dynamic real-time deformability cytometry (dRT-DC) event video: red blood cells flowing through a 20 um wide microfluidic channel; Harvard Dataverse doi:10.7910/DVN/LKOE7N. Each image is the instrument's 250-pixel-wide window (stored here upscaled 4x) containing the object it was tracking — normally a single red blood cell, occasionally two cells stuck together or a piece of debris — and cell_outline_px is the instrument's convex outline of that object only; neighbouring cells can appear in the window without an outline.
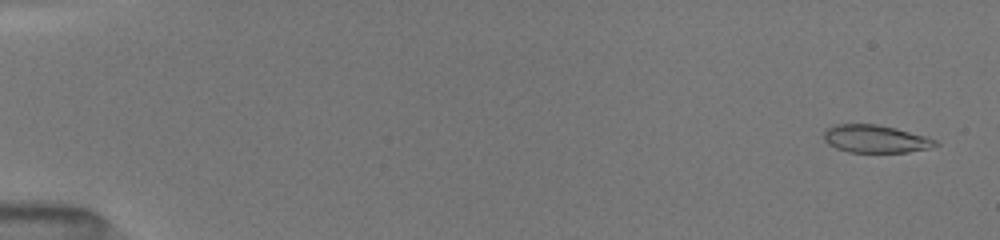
{"species": "common noctule bat (a hibernating species)", "species_latin": "Nyctalus noctula", "temperature_condition": "room temperature", "stored_images_in_passage": 59, "camera_frame_rate_fps": 3000, "um_per_image_px": 0.085, "animal": {"sex": "female", "body_mass_g": 19.5, "forearm_length_mm": 54.1}, "frame": {"image": 1, "passage_image": 2, "time_ms": 0.333, "image_size_px": [1000, 240], "cell_outline_px": [[940, 144], [928, 148], [908, 152], [848, 152], [836, 148], [828, 144], [824, 140], [824, 132], [832, 124], [876, 124], [896, 128], [924, 136], [936, 140]], "centroid_in_image_um": [74.38, 11.8], "position_along_channel_um": 10.6, "area_um2": 17.98}}
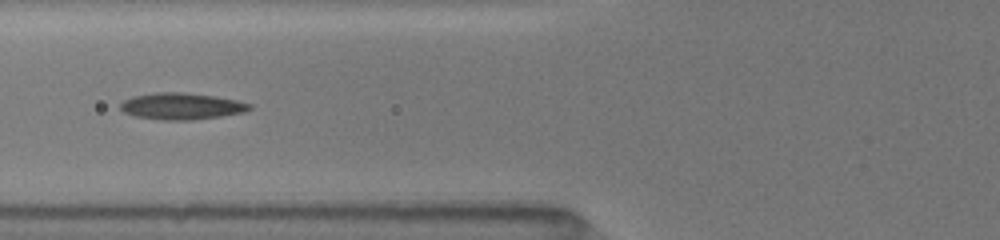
{"frame": {"image": 2, "passage_image": 43, "time_ms": 6.667, "image_size_px": [1000, 240], "cell_outline_px": [[252, 108], [244, 112], [220, 116], [192, 120], [164, 120], [136, 116], [124, 112], [120, 108], [120, 104], [124, 100], [132, 96], [156, 92], [184, 92], [216, 96], [236, 100], [252, 104]], "centroid_in_image_um": [15.43, 9.02], "position_along_channel_um": 110.4, "area_um2": 20.0}}
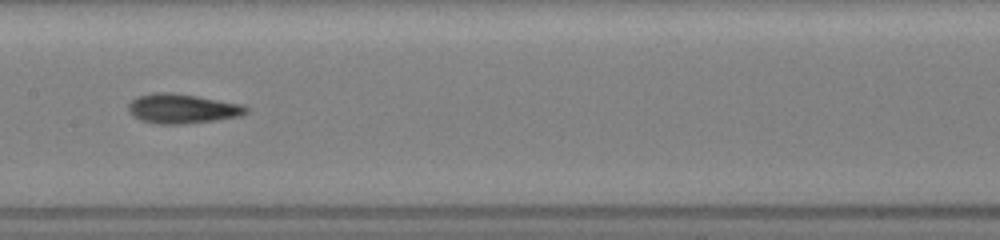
{"frame": {"image": 3, "passage_image": 58, "time_ms": 8.667, "image_size_px": [1000, 240], "cell_outline_px": [[248, 112], [240, 116], [184, 124], [156, 124], [140, 120], [132, 116], [128, 112], [128, 104], [136, 96], [152, 92], [172, 92], [196, 96], [240, 104], [248, 108]], "centroid_in_image_um": [15.41, 9.23], "position_along_channel_um": 192.0, "area_um2": 20.29}}